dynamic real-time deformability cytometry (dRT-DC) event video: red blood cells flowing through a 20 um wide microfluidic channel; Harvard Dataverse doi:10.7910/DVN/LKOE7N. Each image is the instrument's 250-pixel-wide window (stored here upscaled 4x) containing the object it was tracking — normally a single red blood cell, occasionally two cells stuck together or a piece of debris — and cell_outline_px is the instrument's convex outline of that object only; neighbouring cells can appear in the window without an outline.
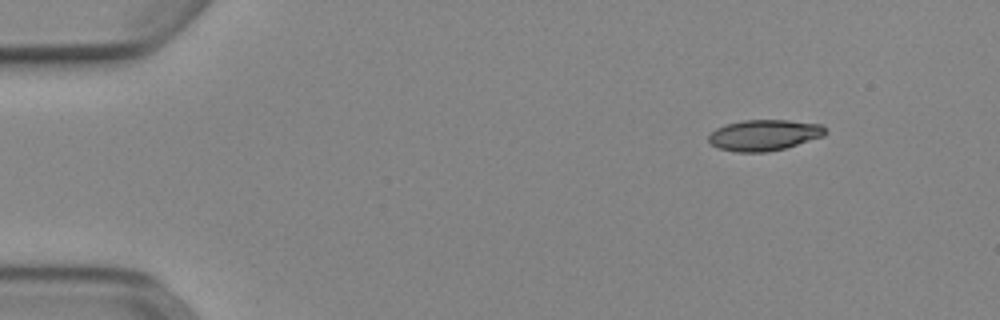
{"species": "Egyptian fruit bat (a non-hibernating species)", "species_latin": "Rousettus aegyptiacus", "temperature_condition": "cold", "stored_images_in_passage": 47, "camera_frame_rate_fps": 3000, "um_per_image_px": 0.085, "animal": {"sex": "female"}, "frame": {"image": 1, "passage_image": 1, "time_ms": 0.0, "image_size_px": [1000, 320], "cell_outline_px": [[828, 132], [824, 136], [784, 148], [768, 152], [736, 152], [720, 148], [712, 144], [708, 140], [708, 136], [716, 128], [724, 124], [744, 120], [788, 120], [820, 124]], "centroid_in_image_um": [64.95, 11.48], "position_along_channel_um": 20.1, "area_um2": 20.98}}
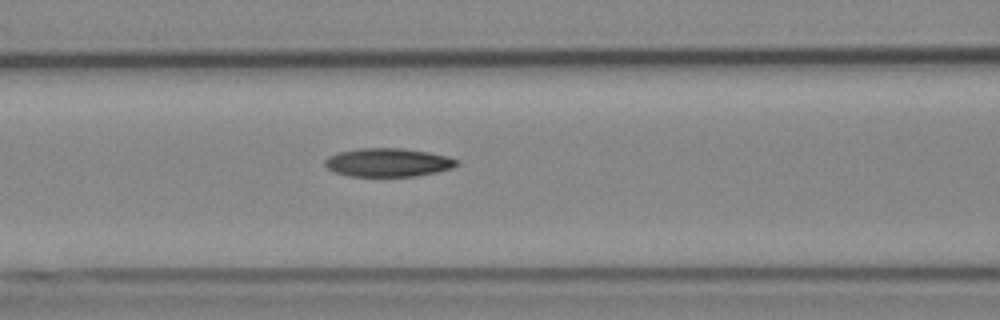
{"frame": {"image": 2, "passage_image": 17, "time_ms": 5.333, "image_size_px": [1000, 320], "cell_outline_px": [[460, 164], [452, 168], [436, 172], [416, 176], [348, 176], [332, 172], [324, 164], [324, 160], [328, 156], [336, 152], [360, 148], [400, 148], [428, 152], [448, 156], [460, 160]], "centroid_in_image_um": [32.97, 13.81], "position_along_channel_um": 133.6, "area_um2": 22.14}}
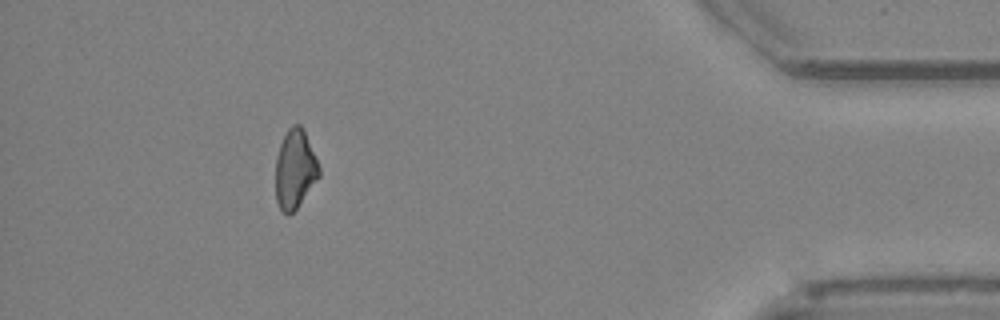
{"frame": {"image": 3, "passage_image": 42, "time_ms": 13.667, "image_size_px": [1000, 320], "cell_outline_px": [[320, 176], [296, 208], [288, 216], [280, 208], [276, 200], [276, 156], [280, 144], [288, 128], [292, 124], [300, 124], [304, 128], [320, 168]], "centroid_in_image_um": [25.07, 14.35], "position_along_channel_um": 410.1, "area_um2": 19.94}}